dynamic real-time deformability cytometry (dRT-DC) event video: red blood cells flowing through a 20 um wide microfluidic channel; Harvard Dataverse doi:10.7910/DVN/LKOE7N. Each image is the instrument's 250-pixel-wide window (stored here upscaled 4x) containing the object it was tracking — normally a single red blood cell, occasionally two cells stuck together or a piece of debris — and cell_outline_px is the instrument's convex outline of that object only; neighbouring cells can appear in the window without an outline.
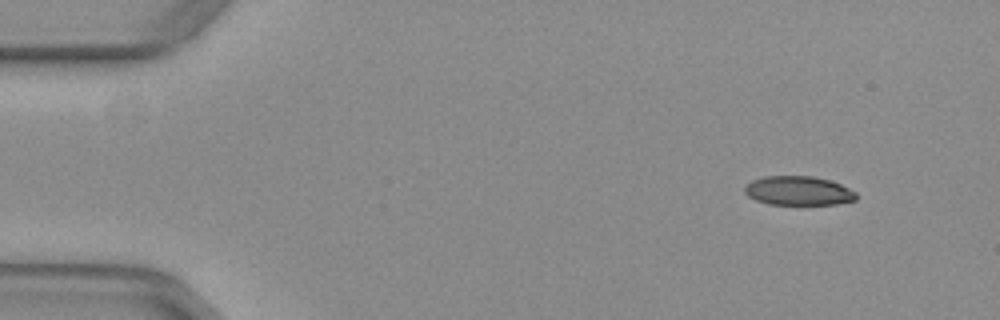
{"species": "common noctule bat (a hibernating species)", "species_latin": "Nyctalus noctula", "temperature_condition": "warm", "stored_images_in_passage": 47, "camera_frame_rate_fps": 3000, "um_per_image_px": 0.085, "animal": {"sex": "female", "body_mass_g": 29.2, "forearm_length_mm": 56.3}, "frame": {"image": 1, "passage_image": 3, "time_ms": 0.667, "image_size_px": [1000, 320], "cell_outline_px": [[856, 200], [836, 204], [768, 204], [756, 200], [748, 196], [744, 192], [744, 188], [752, 180], [764, 176], [812, 176], [828, 180], [840, 184], [856, 192]], "centroid_in_image_um": [67.85, 16.21], "position_along_channel_um": 17.2, "area_um2": 18.79}}
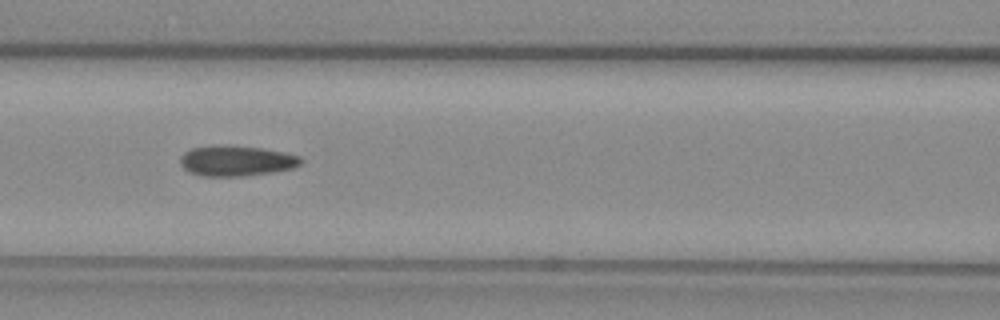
{"frame": {"image": 2, "passage_image": 21, "time_ms": 6.667, "image_size_px": [1000, 320], "cell_outline_px": [[304, 160], [300, 164], [292, 168], [272, 172], [244, 176], [200, 176], [188, 172], [180, 164], [180, 156], [184, 152], [192, 148], [228, 144], [260, 148], [284, 152], [300, 156]], "centroid_in_image_um": [20.07, 13.67], "position_along_channel_um": 146.5, "area_um2": 21.56}}
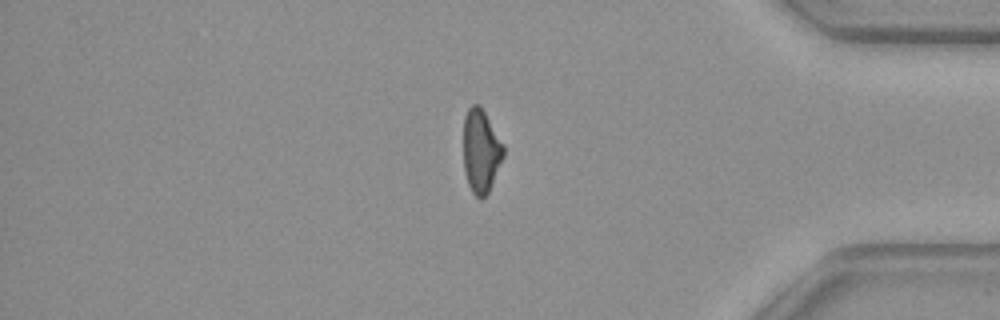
{"frame": {"image": 3, "passage_image": 42, "time_ms": 13.667, "image_size_px": [1000, 320], "cell_outline_px": [[504, 156], [488, 192], [480, 200], [472, 192], [468, 184], [464, 172], [464, 116], [468, 108], [472, 104], [480, 104], [504, 144]], "centroid_in_image_um": [40.88, 12.81], "position_along_channel_um": 394.3, "area_um2": 19.54}, "authors_computed_cell_mechanics": {"area_um2": 20.8658, "velocity_mm_per_s": 3.9536, "shape_relaxation_time_tau1_ms": null, "shape_relaxation_time_tau2_ms": 2.7952, "deformation_change_tau1": null, "deformation_change_tau2": 0.1034}}